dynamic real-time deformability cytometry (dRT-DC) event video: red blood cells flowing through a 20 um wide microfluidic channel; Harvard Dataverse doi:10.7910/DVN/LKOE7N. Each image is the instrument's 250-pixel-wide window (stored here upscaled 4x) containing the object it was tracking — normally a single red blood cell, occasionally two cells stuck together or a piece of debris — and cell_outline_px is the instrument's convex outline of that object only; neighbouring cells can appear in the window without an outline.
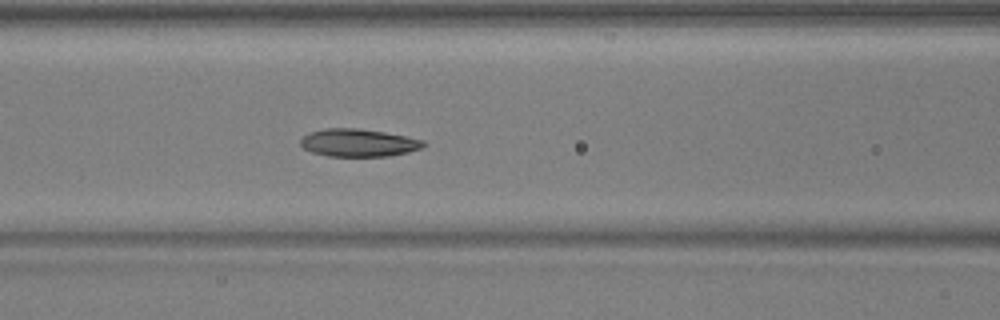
{"species": "common noctule bat (a hibernating species)", "species_latin": "Nyctalus noctula", "temperature_condition": "warm", "stored_images_in_passage": 39, "camera_frame_rate_fps": 3000, "um_per_image_px": 0.085, "animal": {"sex": "male", "body_mass_g": 17.9, "forearm_length_mm": 54.2}, "frame": {"image": 1, "passage_image": 10, "time_ms": 3.0, "image_size_px": [1000, 320], "cell_outline_px": [[428, 144], [420, 148], [408, 152], [388, 156], [328, 156], [312, 152], [304, 148], [300, 144], [300, 140], [304, 136], [312, 132], [324, 128], [356, 128], [384, 132], [424, 140]], "centroid_in_image_um": [30.48, 12.13], "position_along_channel_um": 136.1, "area_um2": 19.71}}
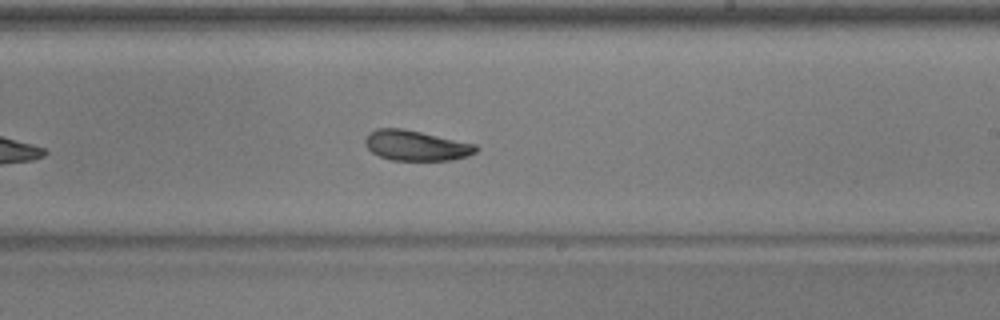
{"frame": {"image": 2, "passage_image": 19, "time_ms": 6.0, "image_size_px": [1000, 320], "cell_outline_px": [[480, 148], [476, 152], [468, 156], [452, 160], [392, 160], [380, 156], [372, 152], [364, 144], [364, 140], [368, 132], [376, 128], [404, 128], [476, 144]], "centroid_in_image_um": [35.36, 12.36], "position_along_channel_um": 253.6, "area_um2": 19.71}}
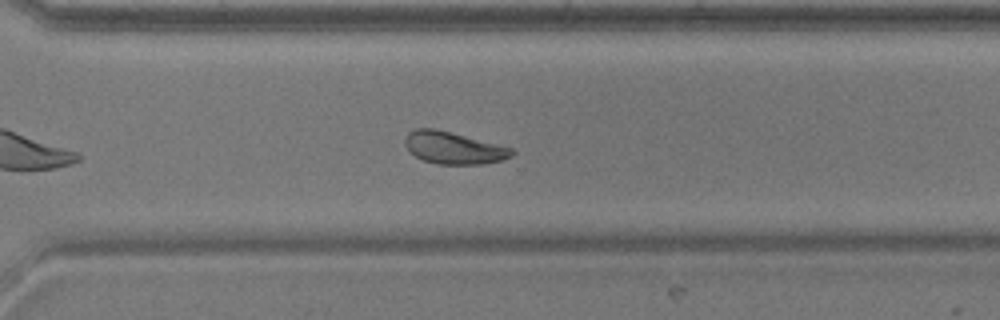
{"frame": {"image": 3, "passage_image": 25, "time_ms": 8.0, "image_size_px": [1000, 320], "cell_outline_px": [[516, 152], [512, 156], [500, 160], [480, 164], [436, 164], [424, 160], [408, 152], [404, 144], [404, 140], [408, 132], [416, 128], [436, 128], [512, 148]], "centroid_in_image_um": [38.51, 12.56], "position_along_channel_um": 332.1, "area_um2": 20.0}, "authors_computed_cell_mechanics": {"area_um2": 20.4612, "velocity_mm_per_s": 3.932, "shape_relaxation_time_tau1_ms": 3.8029, "shape_relaxation_time_tau2_ms": 4.0775, "deformation_change_tau1": 0.1091, "deformation_change_tau2": 0.0946}}